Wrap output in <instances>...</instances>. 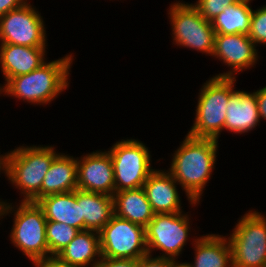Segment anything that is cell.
Wrapping results in <instances>:
<instances>
[{
    "label": "cell",
    "mask_w": 266,
    "mask_h": 267,
    "mask_svg": "<svg viewBox=\"0 0 266 267\" xmlns=\"http://www.w3.org/2000/svg\"><path fill=\"white\" fill-rule=\"evenodd\" d=\"M218 140L186 135L175 151L169 173L185 190L190 204L199 202L215 167Z\"/></svg>",
    "instance_id": "1"
},
{
    "label": "cell",
    "mask_w": 266,
    "mask_h": 267,
    "mask_svg": "<svg viewBox=\"0 0 266 267\" xmlns=\"http://www.w3.org/2000/svg\"><path fill=\"white\" fill-rule=\"evenodd\" d=\"M73 56L45 62L34 71L13 77L3 86V93L33 104H47L68 87Z\"/></svg>",
    "instance_id": "2"
},
{
    "label": "cell",
    "mask_w": 266,
    "mask_h": 267,
    "mask_svg": "<svg viewBox=\"0 0 266 267\" xmlns=\"http://www.w3.org/2000/svg\"><path fill=\"white\" fill-rule=\"evenodd\" d=\"M59 153L53 146L18 147L10 151L8 179L24 194L22 201L41 199V185L52 161Z\"/></svg>",
    "instance_id": "3"
},
{
    "label": "cell",
    "mask_w": 266,
    "mask_h": 267,
    "mask_svg": "<svg viewBox=\"0 0 266 267\" xmlns=\"http://www.w3.org/2000/svg\"><path fill=\"white\" fill-rule=\"evenodd\" d=\"M235 81V77H213L206 81L199 93L196 117L189 135L218 139L224 130L226 108L235 92Z\"/></svg>",
    "instance_id": "4"
},
{
    "label": "cell",
    "mask_w": 266,
    "mask_h": 267,
    "mask_svg": "<svg viewBox=\"0 0 266 267\" xmlns=\"http://www.w3.org/2000/svg\"><path fill=\"white\" fill-rule=\"evenodd\" d=\"M233 267H266V218L249 211L228 238Z\"/></svg>",
    "instance_id": "5"
},
{
    "label": "cell",
    "mask_w": 266,
    "mask_h": 267,
    "mask_svg": "<svg viewBox=\"0 0 266 267\" xmlns=\"http://www.w3.org/2000/svg\"><path fill=\"white\" fill-rule=\"evenodd\" d=\"M13 211L16 212L10 238L14 246L32 262L50 259L45 233L47 219L43 209L37 202L21 201V205Z\"/></svg>",
    "instance_id": "6"
},
{
    "label": "cell",
    "mask_w": 266,
    "mask_h": 267,
    "mask_svg": "<svg viewBox=\"0 0 266 267\" xmlns=\"http://www.w3.org/2000/svg\"><path fill=\"white\" fill-rule=\"evenodd\" d=\"M113 162L115 192L143 187L151 168L148 148L135 139L121 140L108 151Z\"/></svg>",
    "instance_id": "7"
},
{
    "label": "cell",
    "mask_w": 266,
    "mask_h": 267,
    "mask_svg": "<svg viewBox=\"0 0 266 267\" xmlns=\"http://www.w3.org/2000/svg\"><path fill=\"white\" fill-rule=\"evenodd\" d=\"M170 7L168 15L175 45L212 55L216 33L211 22L202 17L192 3L179 1Z\"/></svg>",
    "instance_id": "8"
},
{
    "label": "cell",
    "mask_w": 266,
    "mask_h": 267,
    "mask_svg": "<svg viewBox=\"0 0 266 267\" xmlns=\"http://www.w3.org/2000/svg\"><path fill=\"white\" fill-rule=\"evenodd\" d=\"M99 235L102 257L138 260L148 253L145 227L115 214Z\"/></svg>",
    "instance_id": "9"
},
{
    "label": "cell",
    "mask_w": 266,
    "mask_h": 267,
    "mask_svg": "<svg viewBox=\"0 0 266 267\" xmlns=\"http://www.w3.org/2000/svg\"><path fill=\"white\" fill-rule=\"evenodd\" d=\"M189 223L182 212L155 214L145 227L148 254L159 249L162 257L175 260L188 240Z\"/></svg>",
    "instance_id": "10"
},
{
    "label": "cell",
    "mask_w": 266,
    "mask_h": 267,
    "mask_svg": "<svg viewBox=\"0 0 266 267\" xmlns=\"http://www.w3.org/2000/svg\"><path fill=\"white\" fill-rule=\"evenodd\" d=\"M45 32L42 17L28 2L0 17L1 43L46 47Z\"/></svg>",
    "instance_id": "11"
},
{
    "label": "cell",
    "mask_w": 266,
    "mask_h": 267,
    "mask_svg": "<svg viewBox=\"0 0 266 267\" xmlns=\"http://www.w3.org/2000/svg\"><path fill=\"white\" fill-rule=\"evenodd\" d=\"M77 189L113 196L114 167L108 151H96L77 159Z\"/></svg>",
    "instance_id": "12"
},
{
    "label": "cell",
    "mask_w": 266,
    "mask_h": 267,
    "mask_svg": "<svg viewBox=\"0 0 266 267\" xmlns=\"http://www.w3.org/2000/svg\"><path fill=\"white\" fill-rule=\"evenodd\" d=\"M212 56L221 59L225 64L232 67V70L227 73L214 77L233 78L235 72L253 66L258 60L255 44L247 34H215Z\"/></svg>",
    "instance_id": "13"
},
{
    "label": "cell",
    "mask_w": 266,
    "mask_h": 267,
    "mask_svg": "<svg viewBox=\"0 0 266 267\" xmlns=\"http://www.w3.org/2000/svg\"><path fill=\"white\" fill-rule=\"evenodd\" d=\"M45 48L1 43L0 64L5 81L28 74L44 64Z\"/></svg>",
    "instance_id": "14"
},
{
    "label": "cell",
    "mask_w": 266,
    "mask_h": 267,
    "mask_svg": "<svg viewBox=\"0 0 266 267\" xmlns=\"http://www.w3.org/2000/svg\"><path fill=\"white\" fill-rule=\"evenodd\" d=\"M177 184L168 171L154 170L149 175L142 188L155 214L182 212Z\"/></svg>",
    "instance_id": "15"
},
{
    "label": "cell",
    "mask_w": 266,
    "mask_h": 267,
    "mask_svg": "<svg viewBox=\"0 0 266 267\" xmlns=\"http://www.w3.org/2000/svg\"><path fill=\"white\" fill-rule=\"evenodd\" d=\"M37 204L43 209L49 221L65 223L84 230V217H81V190L50 194L42 197Z\"/></svg>",
    "instance_id": "16"
},
{
    "label": "cell",
    "mask_w": 266,
    "mask_h": 267,
    "mask_svg": "<svg viewBox=\"0 0 266 267\" xmlns=\"http://www.w3.org/2000/svg\"><path fill=\"white\" fill-rule=\"evenodd\" d=\"M98 258H95V257ZM100 235L94 230H81L54 258L69 267H94L101 260Z\"/></svg>",
    "instance_id": "17"
},
{
    "label": "cell",
    "mask_w": 266,
    "mask_h": 267,
    "mask_svg": "<svg viewBox=\"0 0 266 267\" xmlns=\"http://www.w3.org/2000/svg\"><path fill=\"white\" fill-rule=\"evenodd\" d=\"M260 122L256 92L235 91L228 100L224 129L246 133Z\"/></svg>",
    "instance_id": "18"
},
{
    "label": "cell",
    "mask_w": 266,
    "mask_h": 267,
    "mask_svg": "<svg viewBox=\"0 0 266 267\" xmlns=\"http://www.w3.org/2000/svg\"><path fill=\"white\" fill-rule=\"evenodd\" d=\"M194 264L181 263L183 267H233L232 249L227 238L208 234L195 239Z\"/></svg>",
    "instance_id": "19"
},
{
    "label": "cell",
    "mask_w": 266,
    "mask_h": 267,
    "mask_svg": "<svg viewBox=\"0 0 266 267\" xmlns=\"http://www.w3.org/2000/svg\"><path fill=\"white\" fill-rule=\"evenodd\" d=\"M114 214L146 227L155 213L142 187L126 189L113 194Z\"/></svg>",
    "instance_id": "20"
},
{
    "label": "cell",
    "mask_w": 266,
    "mask_h": 267,
    "mask_svg": "<svg viewBox=\"0 0 266 267\" xmlns=\"http://www.w3.org/2000/svg\"><path fill=\"white\" fill-rule=\"evenodd\" d=\"M77 189V159L58 154L48 169L41 185V198L50 194Z\"/></svg>",
    "instance_id": "21"
},
{
    "label": "cell",
    "mask_w": 266,
    "mask_h": 267,
    "mask_svg": "<svg viewBox=\"0 0 266 267\" xmlns=\"http://www.w3.org/2000/svg\"><path fill=\"white\" fill-rule=\"evenodd\" d=\"M113 214V196L81 190V217H84V230L99 232Z\"/></svg>",
    "instance_id": "22"
},
{
    "label": "cell",
    "mask_w": 266,
    "mask_h": 267,
    "mask_svg": "<svg viewBox=\"0 0 266 267\" xmlns=\"http://www.w3.org/2000/svg\"><path fill=\"white\" fill-rule=\"evenodd\" d=\"M251 0H241L226 7L212 21L216 34H249L252 9Z\"/></svg>",
    "instance_id": "23"
},
{
    "label": "cell",
    "mask_w": 266,
    "mask_h": 267,
    "mask_svg": "<svg viewBox=\"0 0 266 267\" xmlns=\"http://www.w3.org/2000/svg\"><path fill=\"white\" fill-rule=\"evenodd\" d=\"M79 231V229L66 225L65 223L47 220L45 233L50 259L54 258L63 248H65Z\"/></svg>",
    "instance_id": "24"
},
{
    "label": "cell",
    "mask_w": 266,
    "mask_h": 267,
    "mask_svg": "<svg viewBox=\"0 0 266 267\" xmlns=\"http://www.w3.org/2000/svg\"><path fill=\"white\" fill-rule=\"evenodd\" d=\"M248 36L255 45L266 44V6L252 10Z\"/></svg>",
    "instance_id": "25"
},
{
    "label": "cell",
    "mask_w": 266,
    "mask_h": 267,
    "mask_svg": "<svg viewBox=\"0 0 266 267\" xmlns=\"http://www.w3.org/2000/svg\"><path fill=\"white\" fill-rule=\"evenodd\" d=\"M238 1L241 0H198L192 5L198 10L202 17L211 22L226 7Z\"/></svg>",
    "instance_id": "26"
},
{
    "label": "cell",
    "mask_w": 266,
    "mask_h": 267,
    "mask_svg": "<svg viewBox=\"0 0 266 267\" xmlns=\"http://www.w3.org/2000/svg\"><path fill=\"white\" fill-rule=\"evenodd\" d=\"M181 263L173 259L157 256L152 258L151 254H146L137 260V267H178Z\"/></svg>",
    "instance_id": "27"
},
{
    "label": "cell",
    "mask_w": 266,
    "mask_h": 267,
    "mask_svg": "<svg viewBox=\"0 0 266 267\" xmlns=\"http://www.w3.org/2000/svg\"><path fill=\"white\" fill-rule=\"evenodd\" d=\"M94 267H137V260L101 257V260Z\"/></svg>",
    "instance_id": "28"
},
{
    "label": "cell",
    "mask_w": 266,
    "mask_h": 267,
    "mask_svg": "<svg viewBox=\"0 0 266 267\" xmlns=\"http://www.w3.org/2000/svg\"><path fill=\"white\" fill-rule=\"evenodd\" d=\"M27 3V0H0V17L11 10L22 7Z\"/></svg>",
    "instance_id": "29"
},
{
    "label": "cell",
    "mask_w": 266,
    "mask_h": 267,
    "mask_svg": "<svg viewBox=\"0 0 266 267\" xmlns=\"http://www.w3.org/2000/svg\"><path fill=\"white\" fill-rule=\"evenodd\" d=\"M256 100L260 118L266 119V86L256 91Z\"/></svg>",
    "instance_id": "30"
},
{
    "label": "cell",
    "mask_w": 266,
    "mask_h": 267,
    "mask_svg": "<svg viewBox=\"0 0 266 267\" xmlns=\"http://www.w3.org/2000/svg\"><path fill=\"white\" fill-rule=\"evenodd\" d=\"M35 267H69L67 265L61 264L55 258L36 260L32 262Z\"/></svg>",
    "instance_id": "31"
},
{
    "label": "cell",
    "mask_w": 266,
    "mask_h": 267,
    "mask_svg": "<svg viewBox=\"0 0 266 267\" xmlns=\"http://www.w3.org/2000/svg\"><path fill=\"white\" fill-rule=\"evenodd\" d=\"M9 155L10 152L6 155H0V171H4L6 177H8V168H9Z\"/></svg>",
    "instance_id": "32"
},
{
    "label": "cell",
    "mask_w": 266,
    "mask_h": 267,
    "mask_svg": "<svg viewBox=\"0 0 266 267\" xmlns=\"http://www.w3.org/2000/svg\"><path fill=\"white\" fill-rule=\"evenodd\" d=\"M9 203H5V202H1L0 201V217L7 215L9 212L11 213L13 207L9 204Z\"/></svg>",
    "instance_id": "33"
},
{
    "label": "cell",
    "mask_w": 266,
    "mask_h": 267,
    "mask_svg": "<svg viewBox=\"0 0 266 267\" xmlns=\"http://www.w3.org/2000/svg\"><path fill=\"white\" fill-rule=\"evenodd\" d=\"M3 92V87L0 86V94Z\"/></svg>",
    "instance_id": "34"
}]
</instances>
